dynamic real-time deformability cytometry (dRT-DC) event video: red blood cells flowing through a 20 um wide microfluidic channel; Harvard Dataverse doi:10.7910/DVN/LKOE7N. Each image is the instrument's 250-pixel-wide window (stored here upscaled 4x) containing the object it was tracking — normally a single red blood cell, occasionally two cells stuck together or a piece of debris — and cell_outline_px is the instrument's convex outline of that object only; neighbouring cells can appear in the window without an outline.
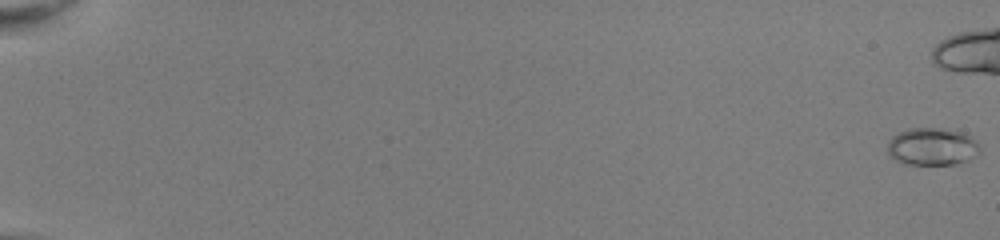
{"species": "common noctule bat (a hibernating species)", "species_latin": "Nyctalus noctula", "temperature_condition": "room temperature", "stored_images_in_passage": 45, "camera_frame_rate_fps": 3000, "um_per_image_px": 0.085, "animal": {"sex": "female", "body_mass_g": 22.0, "forearm_length_mm": 56.7}, "frame": {"image": 1, "passage_image": 1, "time_ms": 0.0, "image_size_px": [1000, 240], "cell_outline_px": [[980, 152], [976, 156], [968, 160], [956, 164], [900, 164], [888, 152], [888, 140], [892, 136], [908, 128], [940, 128], [964, 132], [980, 148]], "centroid_in_image_um": [79.21, 12.46], "position_along_channel_um": 5.8, "area_um2": 20.11}}